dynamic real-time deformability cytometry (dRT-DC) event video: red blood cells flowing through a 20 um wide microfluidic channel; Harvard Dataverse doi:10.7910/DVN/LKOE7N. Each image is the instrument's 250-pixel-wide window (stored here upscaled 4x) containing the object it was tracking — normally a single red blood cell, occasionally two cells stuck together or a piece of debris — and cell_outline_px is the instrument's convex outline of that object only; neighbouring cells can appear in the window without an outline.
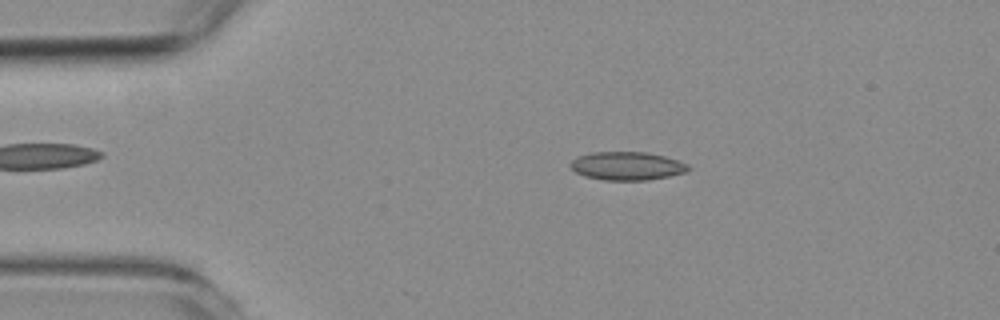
{"species": "common noctule bat (a hibernating species)", "species_latin": "Nyctalus noctula", "temperature_condition": "room temperature", "stored_images_in_passage": 19, "camera_frame_rate_fps": 3000, "um_per_image_px": 0.085, "animal": {"sex": "female", "body_mass_g": 19.3, "forearm_length_mm": 54.1}, "frame": {"image": 1, "passage_image": 10, "time_ms": 3.0, "image_size_px": [1000, 320], "cell_outline_px": [[692, 168], [688, 172], [648, 180], [604, 180], [584, 176], [576, 172], [568, 164], [576, 156], [592, 152], [644, 152], [664, 156], [688, 164]], "centroid_in_image_um": [53.29, 14.1], "position_along_channel_um": 31.7, "area_um2": 19.54}}